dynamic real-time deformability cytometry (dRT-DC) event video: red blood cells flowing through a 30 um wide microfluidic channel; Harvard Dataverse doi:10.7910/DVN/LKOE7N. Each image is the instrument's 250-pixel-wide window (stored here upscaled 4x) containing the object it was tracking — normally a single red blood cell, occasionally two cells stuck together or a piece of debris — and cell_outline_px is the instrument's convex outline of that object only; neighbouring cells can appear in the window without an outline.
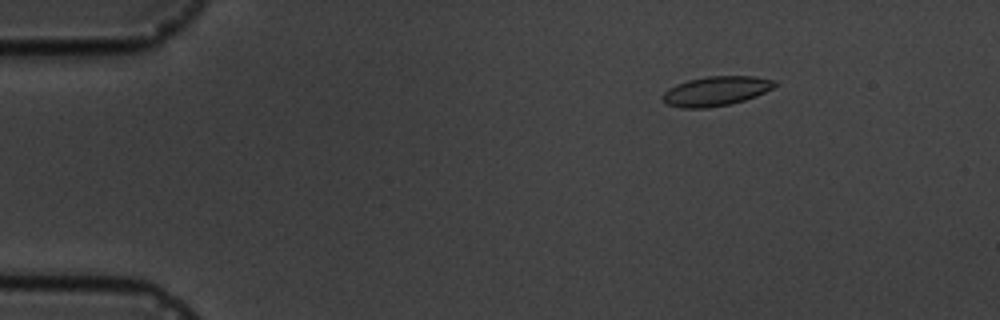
{"species": "common noctule bat (a hibernating species)", "species_latin": "Nyctalus noctula", "temperature_condition": "cold", "stored_images_in_passage": 5, "camera_frame_rate_fps": 3000, "um_per_image_px": 0.085, "animal": {"sex": "male", "body_mass_g": 19.5, "forearm_length_mm": 54.6}, "frame": {"image": 1, "passage_image": 3, "time_ms": 2.333, "image_size_px": [1000, 320], "cell_outline_px": [[776, 84], [772, 88], [756, 96], [744, 100], [728, 104], [708, 108], [680, 108], [668, 104], [660, 96], [668, 88], [676, 84], [688, 80], [708, 76], [756, 76], [776, 80]], "centroid_in_image_um": [60.84, 7.73], "position_along_channel_um": 24.2, "area_um2": 19.25}}